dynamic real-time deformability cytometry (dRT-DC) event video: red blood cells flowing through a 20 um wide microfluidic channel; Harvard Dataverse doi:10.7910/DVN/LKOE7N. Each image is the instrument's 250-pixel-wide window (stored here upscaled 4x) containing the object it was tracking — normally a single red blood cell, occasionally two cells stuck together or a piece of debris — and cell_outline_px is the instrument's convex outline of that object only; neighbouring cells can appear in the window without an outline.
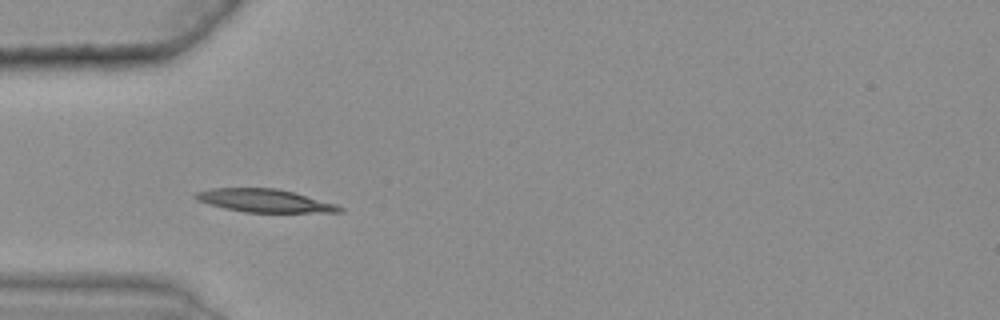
{"species": "common noctule bat (a hibernating species)", "species_latin": "Nyctalus noctula", "temperature_condition": "warm", "stored_images_in_passage": 30, "camera_frame_rate_fps": 3000, "um_per_image_px": 0.085, "animal": {"sex": "female", "body_mass_g": 25.1}, "frame": {"image": 1, "passage_image": 1, "time_ms": 0.0, "image_size_px": [1000, 320], "cell_outline_px": [[344, 212], [244, 212], [224, 208], [208, 204], [196, 200], [192, 196], [196, 192], [212, 188], [276, 188], [292, 192], [336, 204], [344, 208]], "centroid_in_image_um": [22.44, 17.06], "position_along_channel_um": 62.6, "area_um2": 19.25}}
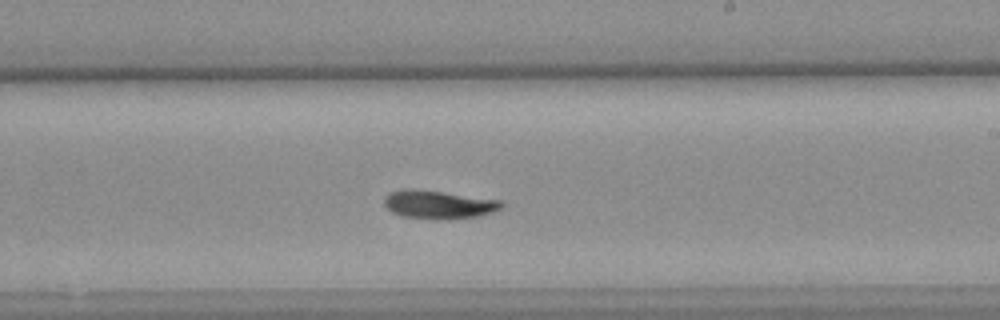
{"frame": {"image": 2, "passage_image": 17, "time_ms": 5.333, "image_size_px": [1000, 320], "cell_outline_px": [[504, 204], [500, 208], [492, 212], [476, 216], [440, 220], [436, 220], [404, 216], [392, 212], [384, 204], [384, 196], [388, 192], [400, 188], [412, 188], [444, 192], [500, 200]], "centroid_in_image_um": [37.21, 17.37], "position_along_channel_um": 251.8, "area_um2": 19.42}}
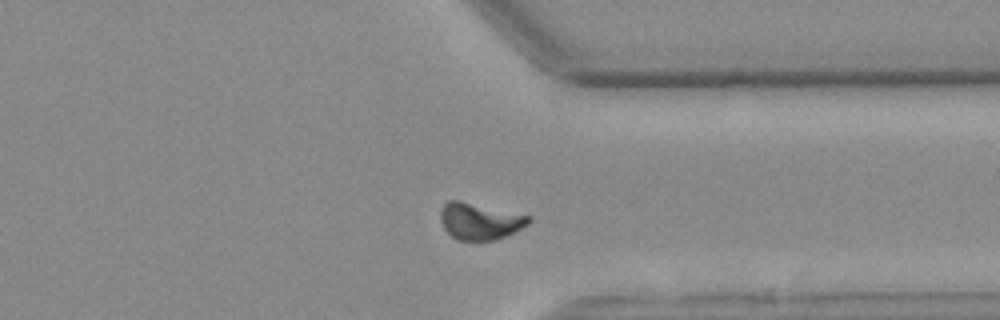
{"frame": {"image": 3, "passage_image": 27, "time_ms": 8.667, "image_size_px": [1000, 320], "cell_outline_px": [[532, 220], [528, 224], [516, 232], [496, 240], [476, 244], [456, 240], [444, 228], [440, 220], [440, 212], [444, 204], [448, 200], [460, 200], [532, 216]], "centroid_in_image_um": [40.79, 18.85], "position_along_channel_um": 370.6, "area_um2": 19.59}, "authors_computed_cell_mechanics": {"area_um2": 18.9584, "velocity_mm_per_s": 3.589, "shape_relaxation_time_tau1_ms": 6.3895, "shape_relaxation_time_tau2_ms": null, "deformation_change_tau1": 0.1713, "deformation_change_tau2": null}}